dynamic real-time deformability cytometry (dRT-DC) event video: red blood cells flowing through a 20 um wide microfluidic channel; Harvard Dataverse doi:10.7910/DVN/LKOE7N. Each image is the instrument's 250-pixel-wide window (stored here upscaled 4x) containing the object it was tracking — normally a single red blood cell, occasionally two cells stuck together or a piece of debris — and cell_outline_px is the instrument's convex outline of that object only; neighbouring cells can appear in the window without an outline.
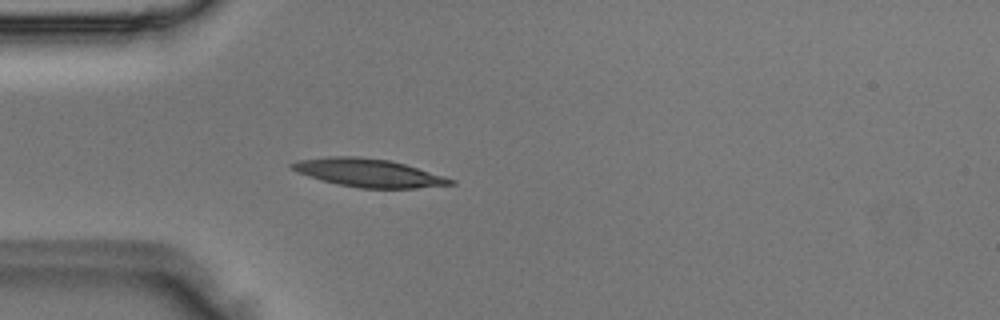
{"species": "Egyptian fruit bat (a non-hibernating species)", "species_latin": "Rousettus aegyptiacus", "temperature_condition": "room temperature", "stored_images_in_passage": 4, "camera_frame_rate_fps": 3000, "um_per_image_px": 0.085, "animal": {"sex": "male"}, "frame": {"image": 1, "passage_image": 4, "time_ms": 1.0, "image_size_px": [1000, 320], "cell_outline_px": [[456, 184], [416, 188], [360, 188], [336, 184], [308, 176], [296, 172], [288, 168], [288, 164], [300, 160], [324, 156], [356, 156], [388, 160], [404, 164], [444, 176], [456, 180]], "centroid_in_image_um": [31.28, 14.69], "position_along_channel_um": 53.7, "area_um2": 26.07}}